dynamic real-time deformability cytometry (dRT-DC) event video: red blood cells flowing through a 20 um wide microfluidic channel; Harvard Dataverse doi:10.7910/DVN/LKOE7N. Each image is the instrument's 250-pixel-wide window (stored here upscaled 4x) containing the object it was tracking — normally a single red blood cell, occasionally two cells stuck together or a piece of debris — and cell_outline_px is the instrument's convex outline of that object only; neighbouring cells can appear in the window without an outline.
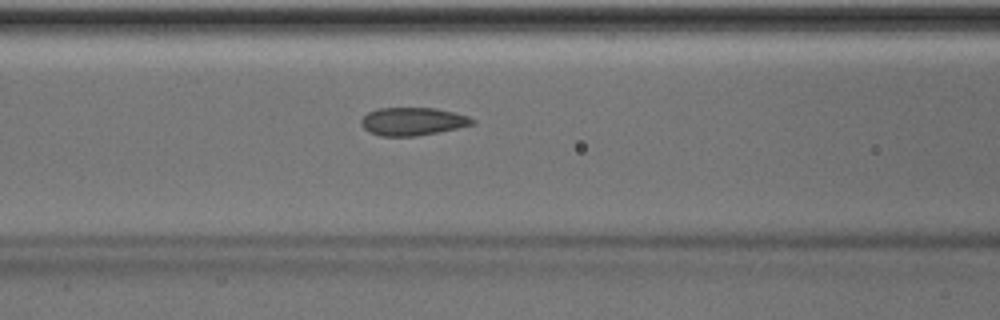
{"species": "Egyptian fruit bat (a non-hibernating species)", "species_latin": "Rousettus aegyptiacus", "temperature_condition": "room temperature", "stored_images_in_passage": 50, "camera_frame_rate_fps": 3000, "um_per_image_px": 0.085, "animal": {"sex": "male"}, "frame": {"image": 1, "passage_image": 21, "time_ms": 6.667, "image_size_px": [1000, 320], "cell_outline_px": [[476, 120], [472, 124], [456, 128], [416, 136], [380, 136], [368, 132], [360, 124], [360, 120], [368, 112], [376, 108], [436, 108], [468, 116]], "centroid_in_image_um": [35.02, 10.32], "position_along_channel_um": 131.6, "area_um2": 18.03}}
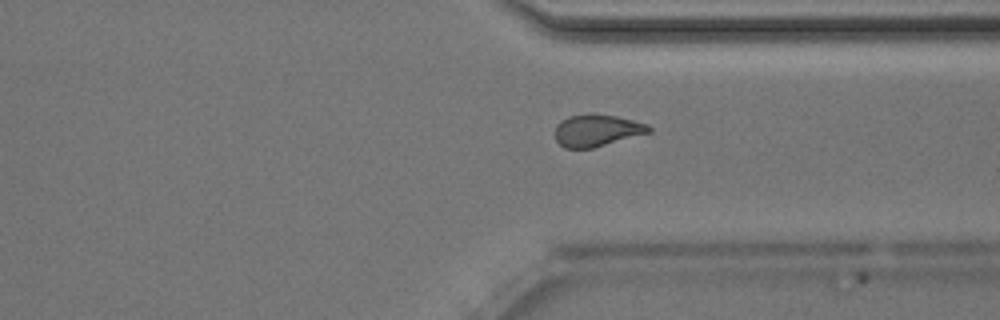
{"frame": {"image": 2, "passage_image": 38, "time_ms": 12.333, "image_size_px": [1000, 320], "cell_outline_px": [[652, 132], [592, 148], [564, 148], [556, 140], [556, 124], [560, 120], [568, 116], [616, 116], [648, 124], [652, 128]], "centroid_in_image_um": [50.75, 11.12], "position_along_channel_um": 360.7, "area_um2": 16.99}}
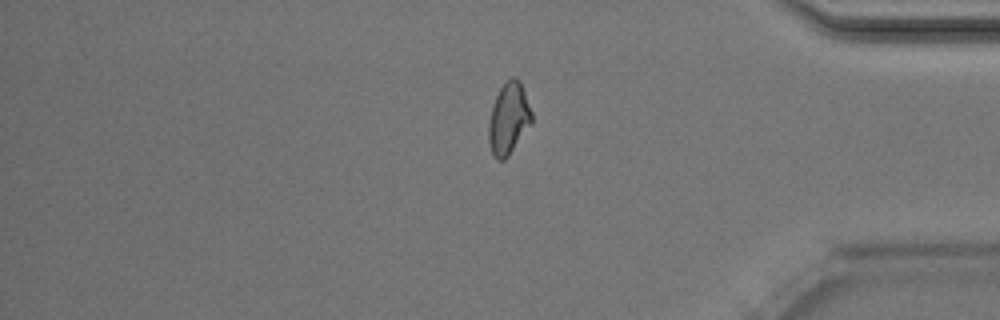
{"frame": {"image": 3, "passage_image": 42, "time_ms": 13.667, "image_size_px": [1000, 320], "cell_outline_px": [[532, 124], [508, 156], [504, 160], [496, 160], [492, 152], [488, 140], [488, 124], [492, 104], [500, 88], [512, 76], [516, 76], [520, 80], [532, 112]], "centroid_in_image_um": [43.24, 10.08], "position_along_channel_um": 392.0, "area_um2": 18.09}, "authors_computed_cell_mechanics": {"area_um2": 18.1492, "velocity_mm_per_s": 4.0478, "shape_relaxation_time_tau1_ms": 8.4129, "shape_relaxation_time_tau2_ms": 1.6568, "deformation_change_tau1": 0.1599, "deformation_change_tau2": 0.0646}}